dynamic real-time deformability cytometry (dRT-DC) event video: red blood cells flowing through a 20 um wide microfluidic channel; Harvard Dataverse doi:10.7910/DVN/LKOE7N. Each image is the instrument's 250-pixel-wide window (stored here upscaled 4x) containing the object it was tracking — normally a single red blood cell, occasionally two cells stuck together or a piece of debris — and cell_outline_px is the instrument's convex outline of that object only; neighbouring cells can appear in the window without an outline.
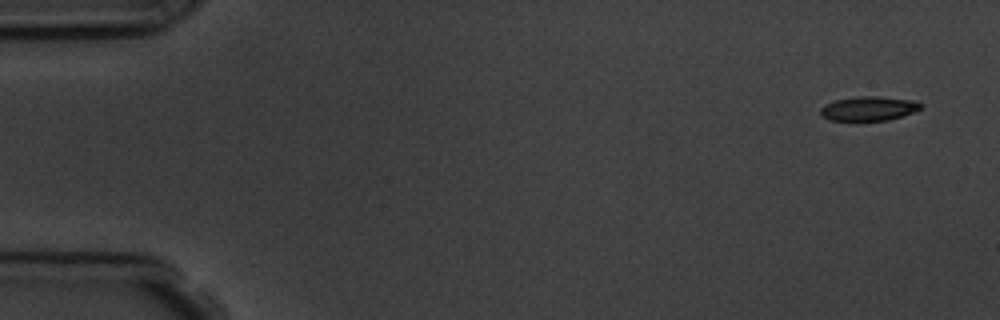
{"species": "common noctule bat (a hibernating species)", "species_latin": "Nyctalus noctula", "temperature_condition": "room temperature", "stored_images_in_passage": 16, "camera_frame_rate_fps": 3000, "um_per_image_px": 0.085, "animal": {"sex": "male", "body_mass_g": 19.5, "forearm_length_mm": 54.6}, "frame": {"image": 1, "passage_image": 1, "time_ms": 0.0, "image_size_px": [1000, 320], "cell_outline_px": [[924, 104], [920, 108], [912, 112], [888, 120], [828, 120], [820, 116], [820, 108], [824, 104], [836, 100], [860, 96], [880, 96], [916, 100]], "centroid_in_image_um": [73.82, 9.21], "position_along_channel_um": 11.2, "area_um2": 14.22}}
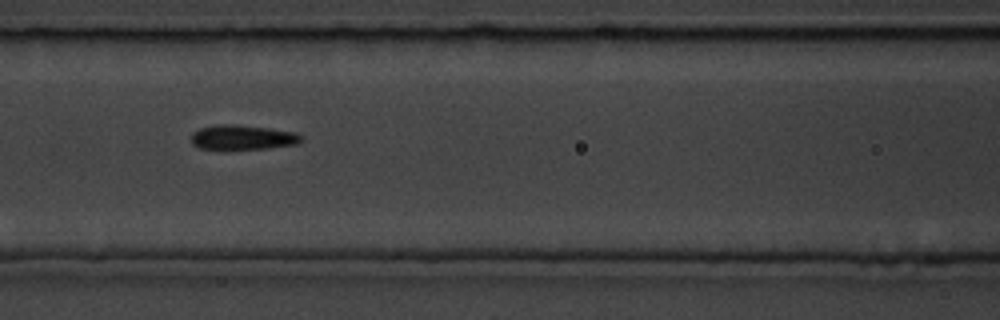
{"frame": {"image": 2, "passage_image": 7, "time_ms": 7.0, "image_size_px": [1000, 320], "cell_outline_px": [[304, 140], [296, 144], [268, 148], [200, 148], [192, 144], [192, 132], [200, 128], [216, 124], [236, 124], [268, 128], [296, 132], [304, 136]], "centroid_in_image_um": [20.66, 11.65], "position_along_channel_um": 145.9, "area_um2": 15.72}}
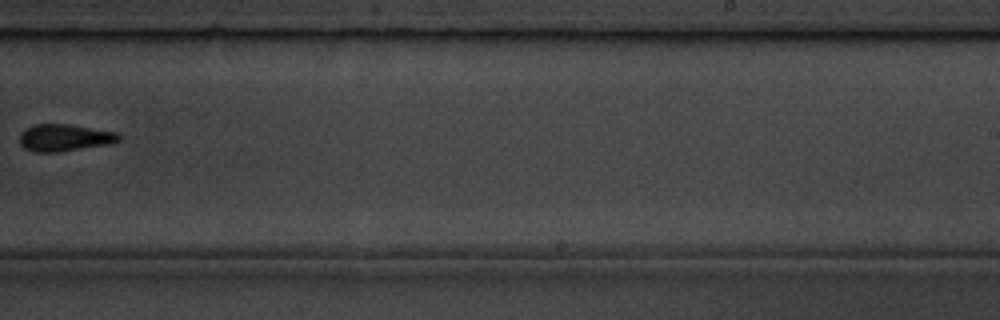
{"frame": {"image": 3, "passage_image": 10, "time_ms": 10.667, "image_size_px": [1000, 320], "cell_outline_px": [[120, 140], [112, 144], [60, 152], [32, 152], [24, 148], [20, 144], [20, 132], [36, 124], [64, 124], [116, 132], [120, 136]], "centroid_in_image_um": [5.48, 11.73], "position_along_channel_um": 283.5, "area_um2": 15.61}, "authors_computed_cell_mechanics": {"area_um2": 15.4326, "velocity_mm_per_s": 3.7682, "shape_relaxation_time_tau1_ms": 3.5233, "shape_relaxation_time_tau2_ms": 1.7183, "deformation_change_tau1": 0.1117, "deformation_change_tau2": 0.0829}}